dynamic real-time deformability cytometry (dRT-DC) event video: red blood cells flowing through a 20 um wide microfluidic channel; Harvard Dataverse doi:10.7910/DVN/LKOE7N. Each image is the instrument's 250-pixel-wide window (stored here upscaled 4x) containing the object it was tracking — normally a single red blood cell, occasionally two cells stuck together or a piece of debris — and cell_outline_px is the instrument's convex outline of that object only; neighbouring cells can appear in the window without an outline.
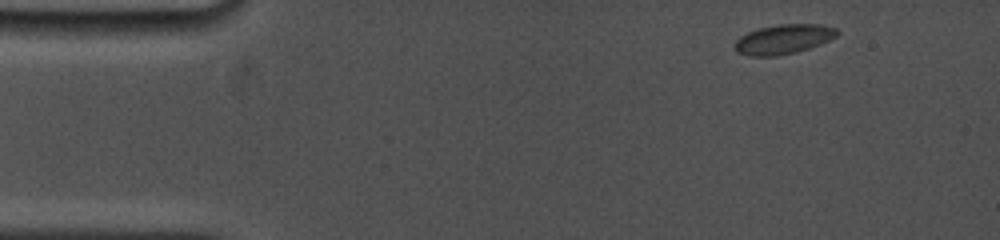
{"species": "common noctule bat (a hibernating species)", "species_latin": "Nyctalus noctula", "temperature_condition": "cold", "stored_images_in_passage": 21, "camera_frame_rate_fps": 5000, "um_per_image_px": 0.085, "animal": {"sex": "female", "body_mass_g": 19.0, "forearm_length_mm": 53.3}, "frame": {"image": 1, "passage_image": 1, "time_ms": 0.0, "image_size_px": [1000, 240], "cell_outline_px": [[840, 32], [836, 36], [820, 44], [796, 52], [776, 56], [752, 56], [736, 52], [736, 40], [740, 36], [748, 32], [760, 28], [780, 24], [820, 24], [836, 28]], "centroid_in_image_um": [66.61, 3.33], "position_along_channel_um": 18.4, "area_um2": 17.46}}
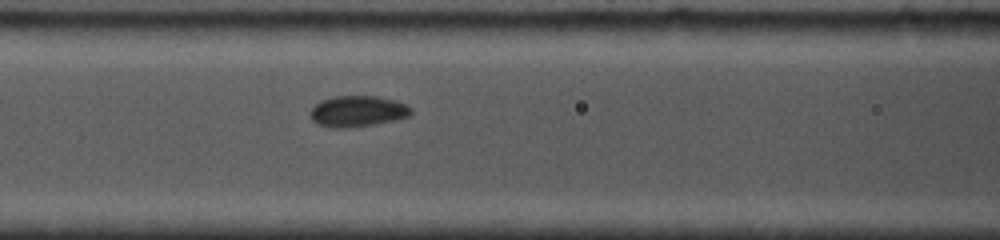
{"frame": {"image": 2, "passage_image": 12, "time_ms": 5.4, "image_size_px": [1000, 240], "cell_outline_px": [[412, 116], [372, 124], [348, 128], [332, 128], [316, 124], [308, 116], [312, 108], [320, 100], [332, 96], [376, 96], [396, 100], [408, 104], [412, 108]], "centroid_in_image_um": [30.39, 9.45], "position_along_channel_um": 136.2, "area_um2": 18.5}}
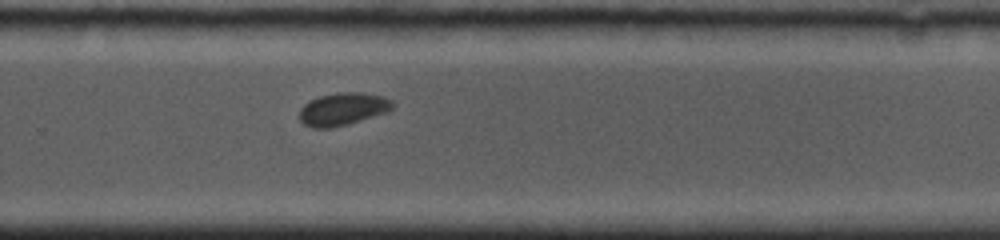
{"frame": {"image": 3, "passage_image": 21, "time_ms": 9.8, "image_size_px": [1000, 240], "cell_outline_px": [[396, 104], [388, 112], [348, 124], [332, 128], [312, 128], [304, 124], [300, 120], [300, 108], [304, 104], [320, 96], [340, 92], [356, 92], [384, 96], [392, 100]], "centroid_in_image_um": [29.17, 9.27], "position_along_channel_um": 300.6, "area_um2": 17.74}}